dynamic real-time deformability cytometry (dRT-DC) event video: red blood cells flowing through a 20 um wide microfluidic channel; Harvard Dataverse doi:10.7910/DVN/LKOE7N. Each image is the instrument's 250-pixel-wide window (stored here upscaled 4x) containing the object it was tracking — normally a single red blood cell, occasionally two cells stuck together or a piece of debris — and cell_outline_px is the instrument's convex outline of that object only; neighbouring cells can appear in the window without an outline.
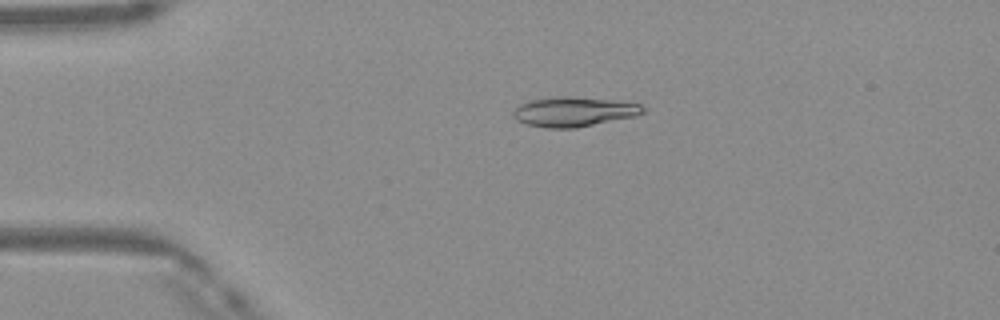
{"species": "Egyptian fruit bat (a non-hibernating species)", "species_latin": "Rousettus aegyptiacus", "temperature_condition": "warm", "stored_images_in_passage": 49, "camera_frame_rate_fps": 3000, "um_per_image_px": 0.085, "frame": {"image": 1, "passage_image": 11, "time_ms": 3.333, "image_size_px": [1000, 320], "cell_outline_px": [[644, 112], [636, 116], [576, 128], [544, 128], [524, 124], [516, 120], [512, 116], [512, 112], [520, 104], [528, 100], [556, 96], [572, 96], [612, 100], [640, 104], [644, 108]], "centroid_in_image_um": [48.72, 9.5], "position_along_channel_um": 36.3, "area_um2": 22.66}}
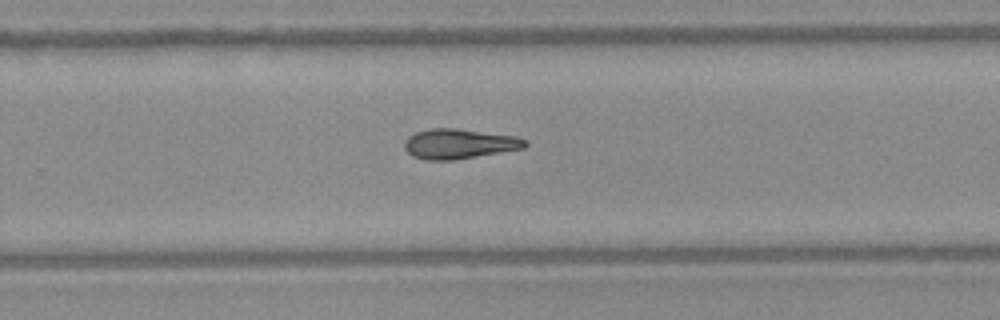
{"frame": {"image": 2, "passage_image": 32, "time_ms": 10.333, "image_size_px": [1000, 320], "cell_outline_px": [[528, 144], [524, 148], [456, 160], [424, 160], [412, 156], [404, 148], [404, 140], [408, 136], [416, 132], [428, 128], [452, 128], [516, 136], [528, 140]], "centroid_in_image_um": [39.01, 12.23], "position_along_channel_um": 290.8, "area_um2": 21.15}}
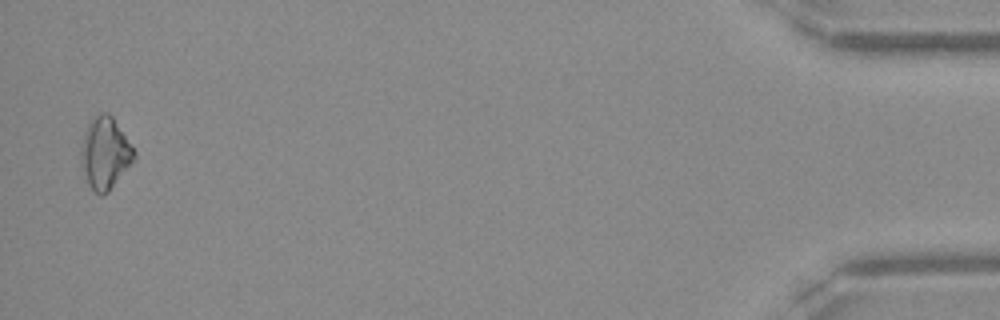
{"frame": {"image": 3, "passage_image": 48, "time_ms": 15.667, "image_size_px": [1000, 320], "cell_outline_px": [[136, 160], [108, 192], [100, 196], [88, 184], [80, 168], [80, 148], [88, 124], [100, 112], [108, 112], [112, 116], [136, 152]], "centroid_in_image_um": [8.93, 13.05], "position_along_channel_um": 426.3, "area_um2": 22.37}, "authors_computed_cell_mechanics": {"area_um2": 20.808, "velocity_mm_per_s": 4.173, "shape_relaxation_time_tau1_ms": 7.516, "shape_relaxation_time_tau2_ms": 7.6267, "deformation_change_tau1": 0.1694, "deformation_change_tau2": 0.1475}}